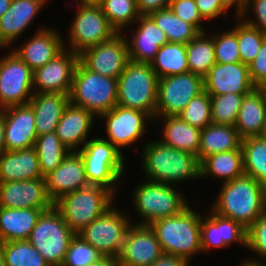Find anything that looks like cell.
<instances>
[{"label": "cell", "mask_w": 266, "mask_h": 266, "mask_svg": "<svg viewBox=\"0 0 266 266\" xmlns=\"http://www.w3.org/2000/svg\"><path fill=\"white\" fill-rule=\"evenodd\" d=\"M219 2L227 11L236 5L235 13L237 18H240L243 14L246 0H219Z\"/></svg>", "instance_id": "db71d44e"}, {"label": "cell", "mask_w": 266, "mask_h": 266, "mask_svg": "<svg viewBox=\"0 0 266 266\" xmlns=\"http://www.w3.org/2000/svg\"><path fill=\"white\" fill-rule=\"evenodd\" d=\"M244 172L266 186V139L260 136L242 139Z\"/></svg>", "instance_id": "74e56055"}, {"label": "cell", "mask_w": 266, "mask_h": 266, "mask_svg": "<svg viewBox=\"0 0 266 266\" xmlns=\"http://www.w3.org/2000/svg\"><path fill=\"white\" fill-rule=\"evenodd\" d=\"M0 244L4 251L5 266H50L28 240Z\"/></svg>", "instance_id": "ab89813d"}, {"label": "cell", "mask_w": 266, "mask_h": 266, "mask_svg": "<svg viewBox=\"0 0 266 266\" xmlns=\"http://www.w3.org/2000/svg\"><path fill=\"white\" fill-rule=\"evenodd\" d=\"M78 152L83 158L89 185L107 188L115 195L118 181L125 170L123 153L99 136L89 139Z\"/></svg>", "instance_id": "52a82bcc"}, {"label": "cell", "mask_w": 266, "mask_h": 266, "mask_svg": "<svg viewBox=\"0 0 266 266\" xmlns=\"http://www.w3.org/2000/svg\"><path fill=\"white\" fill-rule=\"evenodd\" d=\"M170 10L185 22L192 24L199 32H205L203 18L196 6L195 0H170Z\"/></svg>", "instance_id": "7dc6e473"}, {"label": "cell", "mask_w": 266, "mask_h": 266, "mask_svg": "<svg viewBox=\"0 0 266 266\" xmlns=\"http://www.w3.org/2000/svg\"><path fill=\"white\" fill-rule=\"evenodd\" d=\"M252 83L262 88L266 84V38L262 42L256 58L248 65Z\"/></svg>", "instance_id": "681fc988"}, {"label": "cell", "mask_w": 266, "mask_h": 266, "mask_svg": "<svg viewBox=\"0 0 266 266\" xmlns=\"http://www.w3.org/2000/svg\"><path fill=\"white\" fill-rule=\"evenodd\" d=\"M262 89L264 90V92L266 94V84L262 87Z\"/></svg>", "instance_id": "e7e4bbea"}, {"label": "cell", "mask_w": 266, "mask_h": 266, "mask_svg": "<svg viewBox=\"0 0 266 266\" xmlns=\"http://www.w3.org/2000/svg\"><path fill=\"white\" fill-rule=\"evenodd\" d=\"M266 117V94L256 87L242 100L235 128L241 139L260 136Z\"/></svg>", "instance_id": "83f0119b"}, {"label": "cell", "mask_w": 266, "mask_h": 266, "mask_svg": "<svg viewBox=\"0 0 266 266\" xmlns=\"http://www.w3.org/2000/svg\"><path fill=\"white\" fill-rule=\"evenodd\" d=\"M118 79L95 73L78 62L69 100L90 111L95 117L117 105Z\"/></svg>", "instance_id": "5b68a950"}, {"label": "cell", "mask_w": 266, "mask_h": 266, "mask_svg": "<svg viewBox=\"0 0 266 266\" xmlns=\"http://www.w3.org/2000/svg\"><path fill=\"white\" fill-rule=\"evenodd\" d=\"M69 95L64 93H34L29 101L35 114L37 136L56 131V127L66 105Z\"/></svg>", "instance_id": "f1b7e54d"}, {"label": "cell", "mask_w": 266, "mask_h": 266, "mask_svg": "<svg viewBox=\"0 0 266 266\" xmlns=\"http://www.w3.org/2000/svg\"><path fill=\"white\" fill-rule=\"evenodd\" d=\"M179 193L170 184L147 180L137 185L133 194L134 208L142 220L134 224L150 225L155 220L179 214L189 205L186 197Z\"/></svg>", "instance_id": "9c48e42d"}, {"label": "cell", "mask_w": 266, "mask_h": 266, "mask_svg": "<svg viewBox=\"0 0 266 266\" xmlns=\"http://www.w3.org/2000/svg\"><path fill=\"white\" fill-rule=\"evenodd\" d=\"M202 216L189 205L179 214L153 221L150 227L156 234L163 254L176 255L189 262L202 253L200 225Z\"/></svg>", "instance_id": "3957f363"}, {"label": "cell", "mask_w": 266, "mask_h": 266, "mask_svg": "<svg viewBox=\"0 0 266 266\" xmlns=\"http://www.w3.org/2000/svg\"><path fill=\"white\" fill-rule=\"evenodd\" d=\"M60 32L49 27L39 28L34 36L14 52L34 71L54 59L64 49Z\"/></svg>", "instance_id": "603a6c76"}, {"label": "cell", "mask_w": 266, "mask_h": 266, "mask_svg": "<svg viewBox=\"0 0 266 266\" xmlns=\"http://www.w3.org/2000/svg\"><path fill=\"white\" fill-rule=\"evenodd\" d=\"M232 30L237 34L241 63L249 65L257 56L259 48L266 38V32L238 22Z\"/></svg>", "instance_id": "b9f144b4"}, {"label": "cell", "mask_w": 266, "mask_h": 266, "mask_svg": "<svg viewBox=\"0 0 266 266\" xmlns=\"http://www.w3.org/2000/svg\"><path fill=\"white\" fill-rule=\"evenodd\" d=\"M45 181L47 195L53 203L66 194L90 186L78 151H70L61 164L45 176Z\"/></svg>", "instance_id": "ffe728a7"}, {"label": "cell", "mask_w": 266, "mask_h": 266, "mask_svg": "<svg viewBox=\"0 0 266 266\" xmlns=\"http://www.w3.org/2000/svg\"><path fill=\"white\" fill-rule=\"evenodd\" d=\"M42 212L36 208L0 207V242L27 240Z\"/></svg>", "instance_id": "f546056e"}, {"label": "cell", "mask_w": 266, "mask_h": 266, "mask_svg": "<svg viewBox=\"0 0 266 266\" xmlns=\"http://www.w3.org/2000/svg\"><path fill=\"white\" fill-rule=\"evenodd\" d=\"M196 6L204 20H214L215 18L219 17L220 15L228 12L219 2V0H195Z\"/></svg>", "instance_id": "f907efd6"}, {"label": "cell", "mask_w": 266, "mask_h": 266, "mask_svg": "<svg viewBox=\"0 0 266 266\" xmlns=\"http://www.w3.org/2000/svg\"><path fill=\"white\" fill-rule=\"evenodd\" d=\"M34 147L43 177L58 167L70 152L62 144L55 131L37 136Z\"/></svg>", "instance_id": "8d00e7d4"}, {"label": "cell", "mask_w": 266, "mask_h": 266, "mask_svg": "<svg viewBox=\"0 0 266 266\" xmlns=\"http://www.w3.org/2000/svg\"><path fill=\"white\" fill-rule=\"evenodd\" d=\"M209 210L210 214L202 216L200 225L202 252L212 248L229 247L234 242L247 247V229L241 223Z\"/></svg>", "instance_id": "44dd1931"}, {"label": "cell", "mask_w": 266, "mask_h": 266, "mask_svg": "<svg viewBox=\"0 0 266 266\" xmlns=\"http://www.w3.org/2000/svg\"><path fill=\"white\" fill-rule=\"evenodd\" d=\"M79 61L92 72L118 79L130 61L127 38L118 33L111 40L84 50Z\"/></svg>", "instance_id": "5bb4252c"}, {"label": "cell", "mask_w": 266, "mask_h": 266, "mask_svg": "<svg viewBox=\"0 0 266 266\" xmlns=\"http://www.w3.org/2000/svg\"><path fill=\"white\" fill-rule=\"evenodd\" d=\"M79 55L64 49L54 59L33 71L34 93H64L70 95Z\"/></svg>", "instance_id": "2e32d148"}, {"label": "cell", "mask_w": 266, "mask_h": 266, "mask_svg": "<svg viewBox=\"0 0 266 266\" xmlns=\"http://www.w3.org/2000/svg\"><path fill=\"white\" fill-rule=\"evenodd\" d=\"M89 266H120L118 259L110 256H103L98 261L91 263Z\"/></svg>", "instance_id": "9f6ffc18"}, {"label": "cell", "mask_w": 266, "mask_h": 266, "mask_svg": "<svg viewBox=\"0 0 266 266\" xmlns=\"http://www.w3.org/2000/svg\"><path fill=\"white\" fill-rule=\"evenodd\" d=\"M94 119L95 116L90 111L69 102L55 132L69 151H79L87 142Z\"/></svg>", "instance_id": "d4e9b609"}, {"label": "cell", "mask_w": 266, "mask_h": 266, "mask_svg": "<svg viewBox=\"0 0 266 266\" xmlns=\"http://www.w3.org/2000/svg\"><path fill=\"white\" fill-rule=\"evenodd\" d=\"M204 92V77L191 72L158 78L155 117L178 116Z\"/></svg>", "instance_id": "7c38bea8"}, {"label": "cell", "mask_w": 266, "mask_h": 266, "mask_svg": "<svg viewBox=\"0 0 266 266\" xmlns=\"http://www.w3.org/2000/svg\"><path fill=\"white\" fill-rule=\"evenodd\" d=\"M246 248L266 260V209L247 229Z\"/></svg>", "instance_id": "bcb514c9"}, {"label": "cell", "mask_w": 266, "mask_h": 266, "mask_svg": "<svg viewBox=\"0 0 266 266\" xmlns=\"http://www.w3.org/2000/svg\"><path fill=\"white\" fill-rule=\"evenodd\" d=\"M178 116L191 126L204 129L212 123L211 96L204 91L193 98Z\"/></svg>", "instance_id": "7bdbcfd3"}, {"label": "cell", "mask_w": 266, "mask_h": 266, "mask_svg": "<svg viewBox=\"0 0 266 266\" xmlns=\"http://www.w3.org/2000/svg\"><path fill=\"white\" fill-rule=\"evenodd\" d=\"M5 111V148L18 151L34 146L37 133L35 114L28 104L4 108Z\"/></svg>", "instance_id": "7402d4cb"}, {"label": "cell", "mask_w": 266, "mask_h": 266, "mask_svg": "<svg viewBox=\"0 0 266 266\" xmlns=\"http://www.w3.org/2000/svg\"><path fill=\"white\" fill-rule=\"evenodd\" d=\"M158 78L189 72L186 45L168 42L161 46L150 63Z\"/></svg>", "instance_id": "836d02e7"}, {"label": "cell", "mask_w": 266, "mask_h": 266, "mask_svg": "<svg viewBox=\"0 0 266 266\" xmlns=\"http://www.w3.org/2000/svg\"><path fill=\"white\" fill-rule=\"evenodd\" d=\"M75 2H77L79 6L85 5V0H77Z\"/></svg>", "instance_id": "be15d7a7"}, {"label": "cell", "mask_w": 266, "mask_h": 266, "mask_svg": "<svg viewBox=\"0 0 266 266\" xmlns=\"http://www.w3.org/2000/svg\"><path fill=\"white\" fill-rule=\"evenodd\" d=\"M142 170L148 181L177 185L181 181L200 178L197 156L155 140L143 146Z\"/></svg>", "instance_id": "7a4b0ae2"}, {"label": "cell", "mask_w": 266, "mask_h": 266, "mask_svg": "<svg viewBox=\"0 0 266 266\" xmlns=\"http://www.w3.org/2000/svg\"><path fill=\"white\" fill-rule=\"evenodd\" d=\"M48 0H12L0 18V49L13 44L33 23Z\"/></svg>", "instance_id": "cb8c5ba5"}, {"label": "cell", "mask_w": 266, "mask_h": 266, "mask_svg": "<svg viewBox=\"0 0 266 266\" xmlns=\"http://www.w3.org/2000/svg\"><path fill=\"white\" fill-rule=\"evenodd\" d=\"M103 0H85L86 4L99 5Z\"/></svg>", "instance_id": "94428289"}, {"label": "cell", "mask_w": 266, "mask_h": 266, "mask_svg": "<svg viewBox=\"0 0 266 266\" xmlns=\"http://www.w3.org/2000/svg\"><path fill=\"white\" fill-rule=\"evenodd\" d=\"M116 34L100 5L86 4L78 6L69 28V45L64 43V47L79 55L90 47L111 40Z\"/></svg>", "instance_id": "30bf717a"}, {"label": "cell", "mask_w": 266, "mask_h": 266, "mask_svg": "<svg viewBox=\"0 0 266 266\" xmlns=\"http://www.w3.org/2000/svg\"><path fill=\"white\" fill-rule=\"evenodd\" d=\"M99 118L106 122L105 134L117 150L128 147L144 135L146 123L153 119L145 112L116 105ZM147 121V122H146Z\"/></svg>", "instance_id": "9a60e30c"}, {"label": "cell", "mask_w": 266, "mask_h": 266, "mask_svg": "<svg viewBox=\"0 0 266 266\" xmlns=\"http://www.w3.org/2000/svg\"><path fill=\"white\" fill-rule=\"evenodd\" d=\"M44 178L34 146L0 154V182Z\"/></svg>", "instance_id": "4316f807"}, {"label": "cell", "mask_w": 266, "mask_h": 266, "mask_svg": "<svg viewBox=\"0 0 266 266\" xmlns=\"http://www.w3.org/2000/svg\"><path fill=\"white\" fill-rule=\"evenodd\" d=\"M166 34L168 42L188 44L200 32L190 23L176 16L170 8H164L148 15Z\"/></svg>", "instance_id": "d590c367"}, {"label": "cell", "mask_w": 266, "mask_h": 266, "mask_svg": "<svg viewBox=\"0 0 266 266\" xmlns=\"http://www.w3.org/2000/svg\"><path fill=\"white\" fill-rule=\"evenodd\" d=\"M103 255L80 235L72 238L62 266H89Z\"/></svg>", "instance_id": "ee69618b"}, {"label": "cell", "mask_w": 266, "mask_h": 266, "mask_svg": "<svg viewBox=\"0 0 266 266\" xmlns=\"http://www.w3.org/2000/svg\"><path fill=\"white\" fill-rule=\"evenodd\" d=\"M245 95L228 93L211 96L212 123L235 126Z\"/></svg>", "instance_id": "60d3db41"}, {"label": "cell", "mask_w": 266, "mask_h": 266, "mask_svg": "<svg viewBox=\"0 0 266 266\" xmlns=\"http://www.w3.org/2000/svg\"><path fill=\"white\" fill-rule=\"evenodd\" d=\"M136 23L138 28L132 33L130 42L127 41L129 60L150 64L159 48L168 43L166 34L148 15H141Z\"/></svg>", "instance_id": "484cf974"}, {"label": "cell", "mask_w": 266, "mask_h": 266, "mask_svg": "<svg viewBox=\"0 0 266 266\" xmlns=\"http://www.w3.org/2000/svg\"><path fill=\"white\" fill-rule=\"evenodd\" d=\"M131 221L126 214L112 206L82 229L78 235L103 256L118 258Z\"/></svg>", "instance_id": "8fae6325"}, {"label": "cell", "mask_w": 266, "mask_h": 266, "mask_svg": "<svg viewBox=\"0 0 266 266\" xmlns=\"http://www.w3.org/2000/svg\"><path fill=\"white\" fill-rule=\"evenodd\" d=\"M158 76L150 64L129 61L118 77L117 105L147 113L155 120Z\"/></svg>", "instance_id": "277c9868"}, {"label": "cell", "mask_w": 266, "mask_h": 266, "mask_svg": "<svg viewBox=\"0 0 266 266\" xmlns=\"http://www.w3.org/2000/svg\"><path fill=\"white\" fill-rule=\"evenodd\" d=\"M75 233L53 206L43 211L27 239L50 266H62Z\"/></svg>", "instance_id": "ba28073f"}, {"label": "cell", "mask_w": 266, "mask_h": 266, "mask_svg": "<svg viewBox=\"0 0 266 266\" xmlns=\"http://www.w3.org/2000/svg\"><path fill=\"white\" fill-rule=\"evenodd\" d=\"M12 0H0V18L8 11Z\"/></svg>", "instance_id": "680465c9"}, {"label": "cell", "mask_w": 266, "mask_h": 266, "mask_svg": "<svg viewBox=\"0 0 266 266\" xmlns=\"http://www.w3.org/2000/svg\"><path fill=\"white\" fill-rule=\"evenodd\" d=\"M250 8L254 10L253 14H255L256 19L246 17V13L248 14V9ZM242 18L247 19L244 20ZM237 19L243 20L249 26L266 32V0H246L243 14Z\"/></svg>", "instance_id": "c3c4849f"}, {"label": "cell", "mask_w": 266, "mask_h": 266, "mask_svg": "<svg viewBox=\"0 0 266 266\" xmlns=\"http://www.w3.org/2000/svg\"><path fill=\"white\" fill-rule=\"evenodd\" d=\"M242 149L216 153L205 157L200 162V178L214 177L224 182L244 175Z\"/></svg>", "instance_id": "d6a6232c"}, {"label": "cell", "mask_w": 266, "mask_h": 266, "mask_svg": "<svg viewBox=\"0 0 266 266\" xmlns=\"http://www.w3.org/2000/svg\"><path fill=\"white\" fill-rule=\"evenodd\" d=\"M189 263L190 262L185 258L176 255L163 254L150 266H190Z\"/></svg>", "instance_id": "f5cc1de1"}, {"label": "cell", "mask_w": 266, "mask_h": 266, "mask_svg": "<svg viewBox=\"0 0 266 266\" xmlns=\"http://www.w3.org/2000/svg\"><path fill=\"white\" fill-rule=\"evenodd\" d=\"M241 142L235 126L211 123L201 129L198 161L216 153L242 149Z\"/></svg>", "instance_id": "1f68e13d"}, {"label": "cell", "mask_w": 266, "mask_h": 266, "mask_svg": "<svg viewBox=\"0 0 266 266\" xmlns=\"http://www.w3.org/2000/svg\"><path fill=\"white\" fill-rule=\"evenodd\" d=\"M99 5L117 33H122L141 16L136 0H103Z\"/></svg>", "instance_id": "f35d334b"}, {"label": "cell", "mask_w": 266, "mask_h": 266, "mask_svg": "<svg viewBox=\"0 0 266 266\" xmlns=\"http://www.w3.org/2000/svg\"><path fill=\"white\" fill-rule=\"evenodd\" d=\"M215 48L216 63H239L241 62L237 34L230 29L220 35L211 34Z\"/></svg>", "instance_id": "f6af8a7d"}, {"label": "cell", "mask_w": 266, "mask_h": 266, "mask_svg": "<svg viewBox=\"0 0 266 266\" xmlns=\"http://www.w3.org/2000/svg\"><path fill=\"white\" fill-rule=\"evenodd\" d=\"M53 206L54 203L47 195L45 177L0 182V207L36 208L47 211Z\"/></svg>", "instance_id": "ac0fdd59"}, {"label": "cell", "mask_w": 266, "mask_h": 266, "mask_svg": "<svg viewBox=\"0 0 266 266\" xmlns=\"http://www.w3.org/2000/svg\"><path fill=\"white\" fill-rule=\"evenodd\" d=\"M218 194L210 208L220 216L241 223L246 229L266 209V186L246 174L222 183Z\"/></svg>", "instance_id": "6da1fadb"}, {"label": "cell", "mask_w": 266, "mask_h": 266, "mask_svg": "<svg viewBox=\"0 0 266 266\" xmlns=\"http://www.w3.org/2000/svg\"><path fill=\"white\" fill-rule=\"evenodd\" d=\"M6 151L5 148V111L0 108V154Z\"/></svg>", "instance_id": "11a10c76"}, {"label": "cell", "mask_w": 266, "mask_h": 266, "mask_svg": "<svg viewBox=\"0 0 266 266\" xmlns=\"http://www.w3.org/2000/svg\"><path fill=\"white\" fill-rule=\"evenodd\" d=\"M170 0H137L140 15H149L169 7Z\"/></svg>", "instance_id": "816d5d0a"}, {"label": "cell", "mask_w": 266, "mask_h": 266, "mask_svg": "<svg viewBox=\"0 0 266 266\" xmlns=\"http://www.w3.org/2000/svg\"><path fill=\"white\" fill-rule=\"evenodd\" d=\"M207 32H200L186 44V56L189 72L204 77L216 63L213 37Z\"/></svg>", "instance_id": "e575fe53"}, {"label": "cell", "mask_w": 266, "mask_h": 266, "mask_svg": "<svg viewBox=\"0 0 266 266\" xmlns=\"http://www.w3.org/2000/svg\"><path fill=\"white\" fill-rule=\"evenodd\" d=\"M255 88L248 65L241 62L215 63L204 76V91L210 96L228 93L249 94Z\"/></svg>", "instance_id": "d6986e66"}, {"label": "cell", "mask_w": 266, "mask_h": 266, "mask_svg": "<svg viewBox=\"0 0 266 266\" xmlns=\"http://www.w3.org/2000/svg\"><path fill=\"white\" fill-rule=\"evenodd\" d=\"M250 258H248V259H245V261H242L241 262V265L240 266H266V262L265 263H263V260H262V262H261V260L259 259H250Z\"/></svg>", "instance_id": "6f0895ef"}, {"label": "cell", "mask_w": 266, "mask_h": 266, "mask_svg": "<svg viewBox=\"0 0 266 266\" xmlns=\"http://www.w3.org/2000/svg\"><path fill=\"white\" fill-rule=\"evenodd\" d=\"M158 118V119H157ZM163 123V139L160 140L165 145L189 152L198 158L200 148L201 129L191 126L183 121L179 116L155 117Z\"/></svg>", "instance_id": "4dcf8cb0"}, {"label": "cell", "mask_w": 266, "mask_h": 266, "mask_svg": "<svg viewBox=\"0 0 266 266\" xmlns=\"http://www.w3.org/2000/svg\"><path fill=\"white\" fill-rule=\"evenodd\" d=\"M0 266H5L4 251L1 244H0Z\"/></svg>", "instance_id": "91938a15"}, {"label": "cell", "mask_w": 266, "mask_h": 266, "mask_svg": "<svg viewBox=\"0 0 266 266\" xmlns=\"http://www.w3.org/2000/svg\"><path fill=\"white\" fill-rule=\"evenodd\" d=\"M260 137L263 138V139H266V117H265L263 129H262V132L260 134Z\"/></svg>", "instance_id": "6125c7cd"}, {"label": "cell", "mask_w": 266, "mask_h": 266, "mask_svg": "<svg viewBox=\"0 0 266 266\" xmlns=\"http://www.w3.org/2000/svg\"><path fill=\"white\" fill-rule=\"evenodd\" d=\"M162 255L160 243L150 225L132 222L117 259L120 266H150Z\"/></svg>", "instance_id": "e0dca14e"}, {"label": "cell", "mask_w": 266, "mask_h": 266, "mask_svg": "<svg viewBox=\"0 0 266 266\" xmlns=\"http://www.w3.org/2000/svg\"><path fill=\"white\" fill-rule=\"evenodd\" d=\"M115 195L107 188L90 185L66 194L54 203L75 234L103 215L113 205Z\"/></svg>", "instance_id": "8992f818"}, {"label": "cell", "mask_w": 266, "mask_h": 266, "mask_svg": "<svg viewBox=\"0 0 266 266\" xmlns=\"http://www.w3.org/2000/svg\"><path fill=\"white\" fill-rule=\"evenodd\" d=\"M33 94V71L11 51L0 59V108L28 104Z\"/></svg>", "instance_id": "4fadbf2b"}]
</instances>
